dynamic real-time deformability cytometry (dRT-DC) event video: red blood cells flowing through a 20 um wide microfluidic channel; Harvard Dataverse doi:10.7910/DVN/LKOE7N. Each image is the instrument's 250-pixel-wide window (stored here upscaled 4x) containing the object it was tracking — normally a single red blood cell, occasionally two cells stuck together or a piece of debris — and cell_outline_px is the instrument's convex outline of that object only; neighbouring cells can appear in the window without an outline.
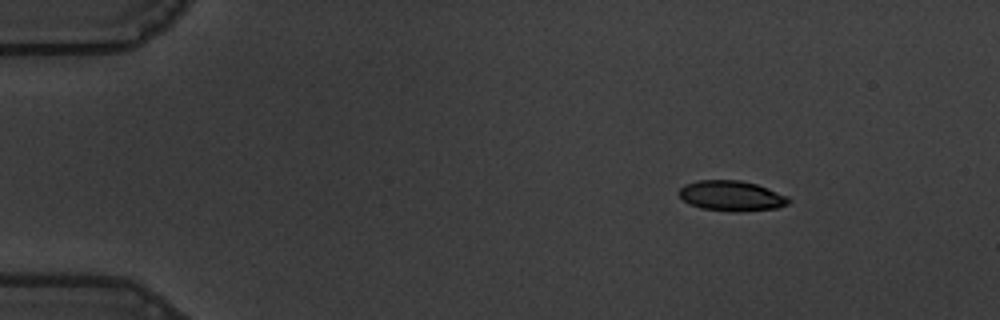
{"species": "common noctule bat (a hibernating species)", "species_latin": "Nyctalus noctula", "temperature_condition": "warm", "stored_images_in_passage": 51, "camera_frame_rate_fps": 3000, "um_per_image_px": 0.085, "animal": {"sex": "male", "body_mass_g": 19.5, "forearm_length_mm": 54.6}, "frame": {"image": 1, "passage_image": 1, "time_ms": 0.0, "image_size_px": [1000, 320], "cell_outline_px": [[792, 200], [788, 204], [776, 208], [740, 212], [732, 212], [700, 208], [688, 204], [680, 196], [680, 188], [684, 184], [700, 180], [740, 180], [756, 184], [788, 196]], "centroid_in_image_um": [62.18, 16.66], "position_along_channel_um": 22.8, "area_um2": 19.42}}
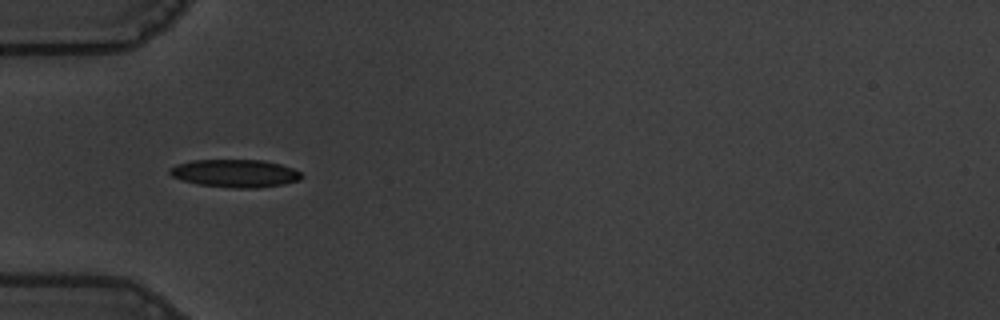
{"frame": {"image": 2, "passage_image": 12, "time_ms": 3.667, "image_size_px": [1000, 320], "cell_outline_px": [[304, 176], [300, 180], [284, 184], [256, 188], [232, 188], [200, 184], [184, 180], [172, 176], [168, 172], [168, 168], [176, 164], [192, 160], [264, 160], [280, 164], [292, 168], [300, 172]], "centroid_in_image_um": [20.0, 14.73], "position_along_channel_um": 65.0, "area_um2": 21.39}}
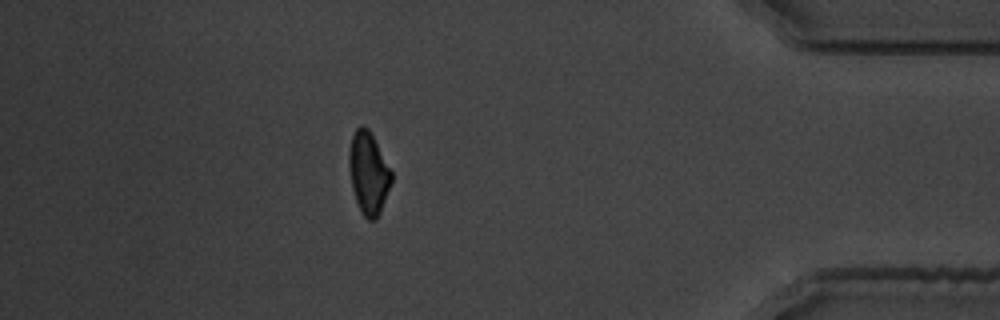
{"frame": {"image": 3, "passage_image": 44, "time_ms": 14.333, "image_size_px": [1000, 320], "cell_outline_px": [[392, 180], [380, 212], [376, 220], [368, 220], [360, 212], [352, 188], [348, 164], [348, 152], [352, 136], [356, 128], [360, 124], [364, 124], [368, 128], [392, 172]], "centroid_in_image_um": [31.3, 14.7], "position_along_channel_um": 403.9, "area_um2": 20.23}, "authors_computed_cell_mechanics": {"area_um2": 20.9236, "velocity_mm_per_s": 3.5473, "shape_relaxation_time_tau1_ms": 5.0947, "shape_relaxation_time_tau2_ms": 2.7541, "deformation_change_tau1": 0.1439, "deformation_change_tau2": 0.0901}}